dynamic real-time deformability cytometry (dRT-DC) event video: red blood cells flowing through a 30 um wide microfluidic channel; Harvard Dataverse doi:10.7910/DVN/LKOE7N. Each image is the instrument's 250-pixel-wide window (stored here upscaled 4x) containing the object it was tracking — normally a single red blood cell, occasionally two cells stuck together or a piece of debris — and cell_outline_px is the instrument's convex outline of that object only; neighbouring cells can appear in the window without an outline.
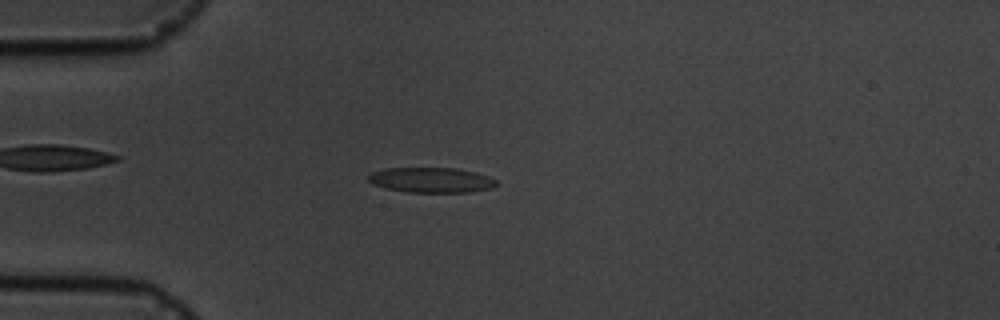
{"species": "common noctule bat (a hibernating species)", "species_latin": "Nyctalus noctula", "temperature_condition": "cold", "stored_images_in_passage": 8, "camera_frame_rate_fps": 3000, "um_per_image_px": 0.085, "animal": {"sex": "male", "body_mass_g": 19.5, "forearm_length_mm": 54.6}, "frame": {"image": 1, "passage_image": 6, "time_ms": 6.0, "image_size_px": [1000, 320], "cell_outline_px": [[496, 184], [492, 188], [468, 192], [408, 192], [388, 188], [376, 184], [368, 180], [368, 176], [372, 172], [384, 168], [456, 168], [476, 172], [488, 176], [496, 180]], "centroid_in_image_um": [36.68, 15.29], "position_along_channel_um": 48.3, "area_um2": 18.55}}
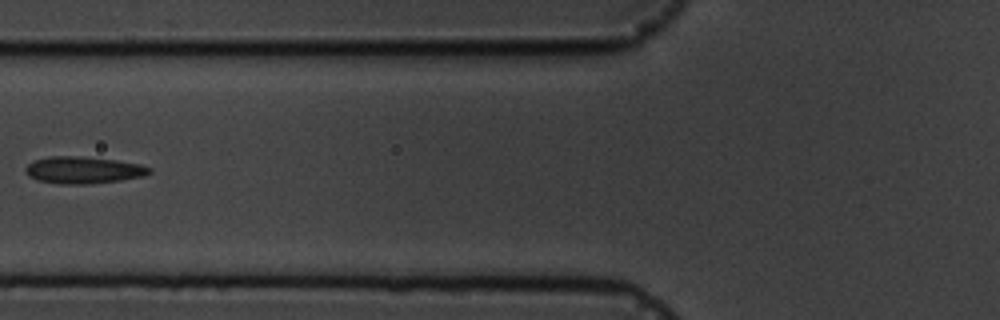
{"frame": {"image": 2, "passage_image": 8, "time_ms": 8.333, "image_size_px": [1000, 320], "cell_outline_px": [[152, 172], [144, 176], [120, 180], [88, 184], [60, 184], [36, 180], [28, 176], [24, 168], [32, 160], [48, 156], [80, 156], [116, 160], [140, 164], [152, 168]], "centroid_in_image_um": [7.06, 14.45], "position_along_channel_um": 118.7, "area_um2": 19.65}}